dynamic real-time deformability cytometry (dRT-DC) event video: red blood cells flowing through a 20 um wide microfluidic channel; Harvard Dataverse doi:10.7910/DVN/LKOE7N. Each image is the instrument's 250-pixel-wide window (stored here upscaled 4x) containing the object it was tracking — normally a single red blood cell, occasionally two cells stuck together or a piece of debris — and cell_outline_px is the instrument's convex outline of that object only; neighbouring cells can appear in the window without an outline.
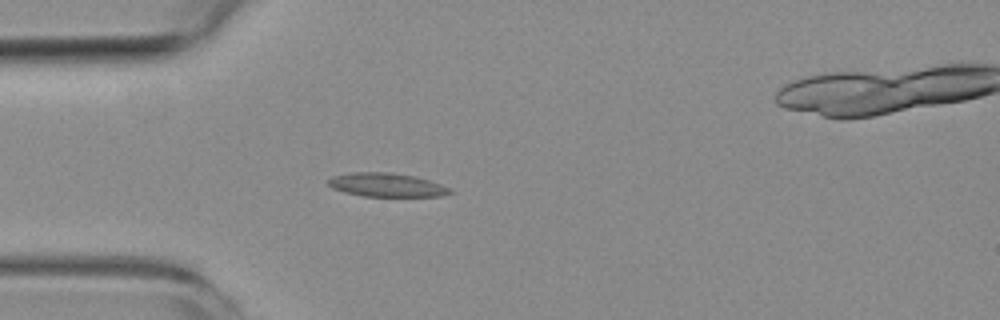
{"species": "common noctule bat (a hibernating species)", "species_latin": "Nyctalus noctula", "temperature_condition": "room temperature", "stored_images_in_passage": 5, "camera_frame_rate_fps": 3000, "um_per_image_px": 0.085, "animal": {"sex": "female", "body_mass_g": 19.3, "forearm_length_mm": 54.1}, "frame": {"image": 1, "passage_image": 4, "time_ms": 3.333, "image_size_px": [1000, 320], "cell_outline_px": [[452, 192], [440, 196], [364, 196], [344, 192], [332, 188], [328, 184], [328, 180], [332, 176], [352, 172], [392, 172], [416, 176], [452, 188]], "centroid_in_image_um": [32.85, 15.71], "position_along_channel_um": 52.1, "area_um2": 16.82}}